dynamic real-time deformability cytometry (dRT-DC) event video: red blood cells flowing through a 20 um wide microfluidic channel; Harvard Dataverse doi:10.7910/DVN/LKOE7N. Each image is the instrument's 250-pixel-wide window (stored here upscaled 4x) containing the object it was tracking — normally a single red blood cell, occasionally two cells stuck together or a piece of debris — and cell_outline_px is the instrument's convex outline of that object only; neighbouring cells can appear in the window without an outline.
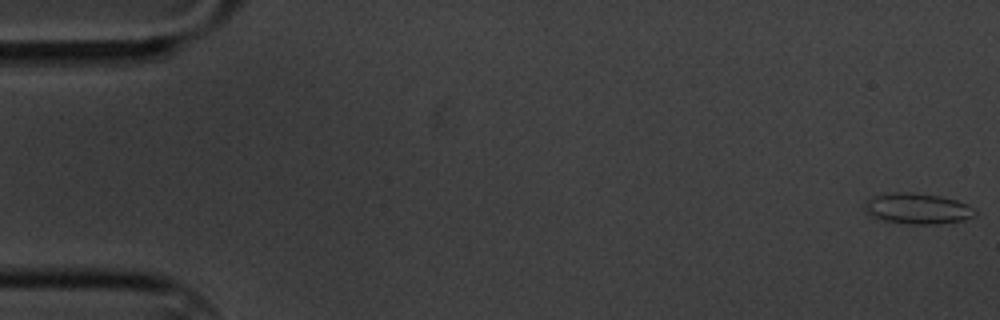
{"species": "common noctule bat (a hibernating species)", "species_latin": "Nyctalus noctula", "temperature_condition": "cold", "stored_images_in_passage": 20, "camera_frame_rate_fps": 3000, "um_per_image_px": 0.085, "animal": {"sex": "male", "body_mass_g": 20.1, "forearm_length_mm": 53.5}, "frame": {"image": 1, "passage_image": 1, "time_ms": 0.0, "image_size_px": [1000, 320], "cell_outline_px": [[976, 216], [964, 220], [940, 224], [912, 224], [884, 220], [872, 216], [864, 212], [864, 208], [868, 200], [872, 196], [892, 192], [912, 192], [940, 196], [956, 200], [968, 204], [976, 212]], "centroid_in_image_um": [78.0, 17.73], "position_along_channel_um": 7.0, "area_um2": 19.83}}
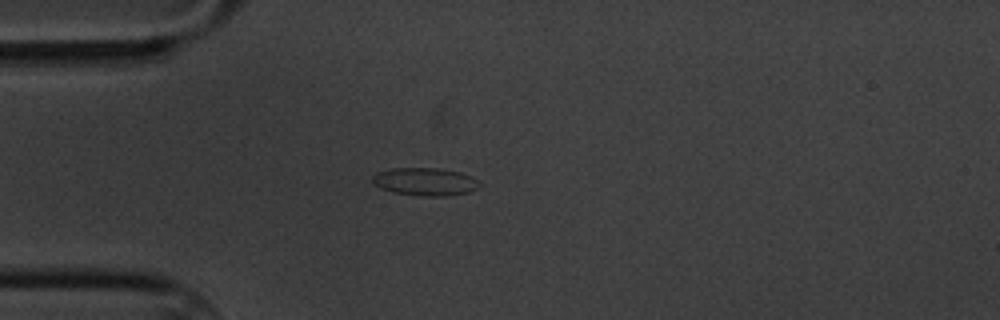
{"frame": {"image": 2, "passage_image": 16, "time_ms": 5.0, "image_size_px": [1000, 320], "cell_outline_px": [[480, 184], [476, 188], [468, 192], [448, 196], [420, 196], [392, 192], [380, 188], [372, 184], [372, 176], [376, 172], [392, 168], [440, 168], [460, 172], [472, 176]], "centroid_in_image_um": [36.08, 15.44], "position_along_channel_um": 48.9, "area_um2": 17.51}}